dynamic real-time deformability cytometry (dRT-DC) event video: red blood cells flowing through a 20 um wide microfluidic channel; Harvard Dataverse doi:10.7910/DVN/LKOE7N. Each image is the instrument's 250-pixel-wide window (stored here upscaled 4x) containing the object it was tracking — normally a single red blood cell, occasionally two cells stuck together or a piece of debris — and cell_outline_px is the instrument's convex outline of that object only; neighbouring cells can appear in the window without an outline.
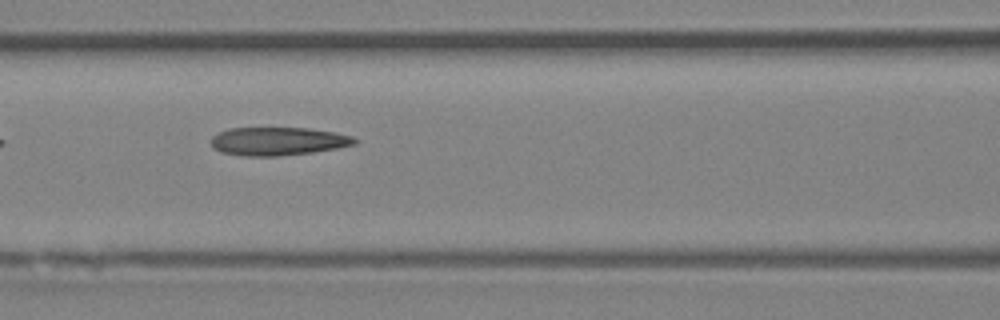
{"species": "Egyptian fruit bat (a non-hibernating species)", "species_latin": "Rousettus aegyptiacus", "temperature_condition": "room temperature", "stored_images_in_passage": 8, "camera_frame_rate_fps": 3000, "um_per_image_px": 0.085, "animal": {"sex": "female"}, "frame": {"image": 1, "passage_image": 5, "time_ms": 4.667, "image_size_px": [1000, 320], "cell_outline_px": [[356, 144], [336, 148], [312, 152], [276, 156], [244, 156], [220, 152], [212, 148], [212, 136], [228, 128], [308, 128], [336, 132], [352, 136], [356, 140]], "centroid_in_image_um": [23.61, 12.0], "position_along_channel_um": 143.0, "area_um2": 23.58}}
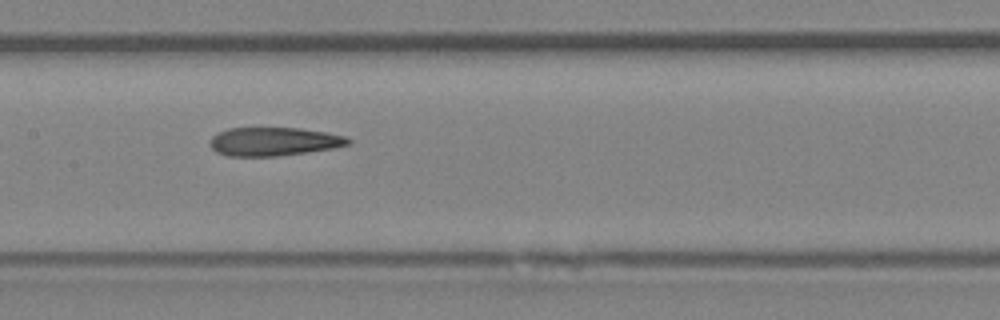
{"frame": {"image": 2, "passage_image": 6, "time_ms": 5.667, "image_size_px": [1000, 320], "cell_outline_px": [[352, 144], [336, 148], [308, 152], [276, 156], [228, 156], [216, 152], [208, 144], [208, 140], [212, 136], [228, 128], [300, 128], [328, 132], [348, 136], [352, 140]], "centroid_in_image_um": [23.32, 12.03], "position_along_channel_um": 184.1, "area_um2": 23.35}}